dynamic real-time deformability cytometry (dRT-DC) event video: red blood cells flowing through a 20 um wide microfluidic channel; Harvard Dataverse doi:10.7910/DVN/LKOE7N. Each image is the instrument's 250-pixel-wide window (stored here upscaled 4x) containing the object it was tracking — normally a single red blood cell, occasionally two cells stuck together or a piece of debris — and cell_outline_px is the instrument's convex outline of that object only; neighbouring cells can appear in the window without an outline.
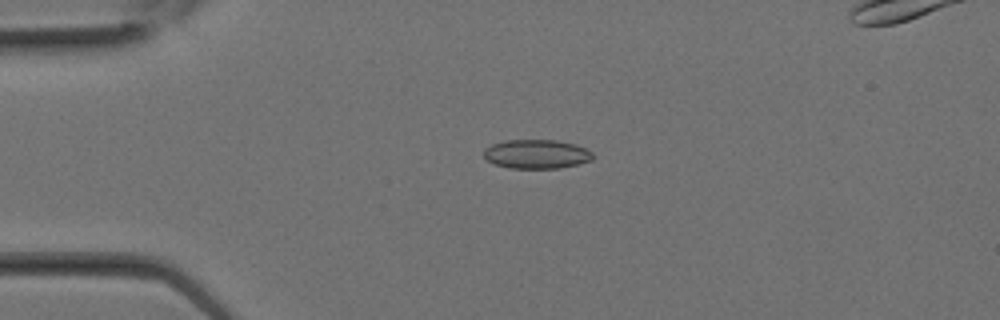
{"species": "Egyptian fruit bat (a non-hibernating species)", "species_latin": "Rousettus aegyptiacus", "temperature_condition": "room temperature", "stored_images_in_passage": 14, "camera_frame_rate_fps": 3000, "um_per_image_px": 0.085, "animal": {"sex": "female"}, "frame": {"image": 1, "passage_image": 7, "time_ms": 2.0, "image_size_px": [1000, 320], "cell_outline_px": [[596, 156], [592, 160], [560, 168], [508, 168], [496, 164], [488, 160], [484, 156], [484, 148], [492, 144], [504, 140], [556, 140], [576, 144], [592, 152]], "centroid_in_image_um": [45.62, 13.09], "position_along_channel_um": 39.4, "area_um2": 18.5}}
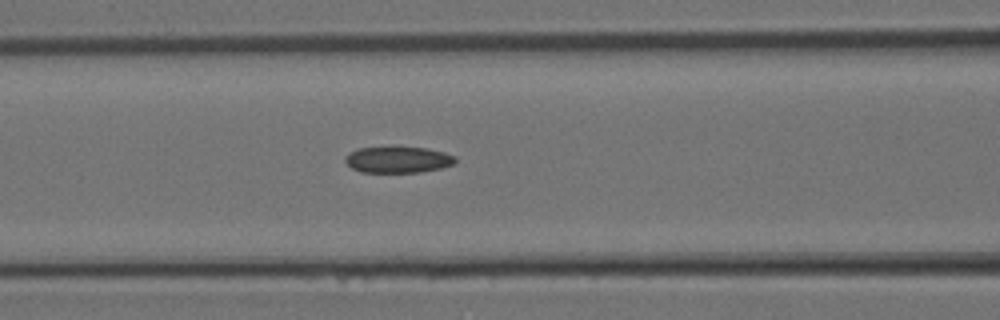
{"frame": {"image": 2, "passage_image": 12, "time_ms": 3.667, "image_size_px": [1000, 320], "cell_outline_px": [[456, 160], [452, 164], [440, 168], [420, 172], [360, 172], [352, 168], [344, 160], [344, 156], [348, 152], [360, 148], [392, 144], [428, 148], [444, 152], [456, 156]], "centroid_in_image_um": [33.79, 13.52], "position_along_channel_um": 132.8, "area_um2": 17.63}}
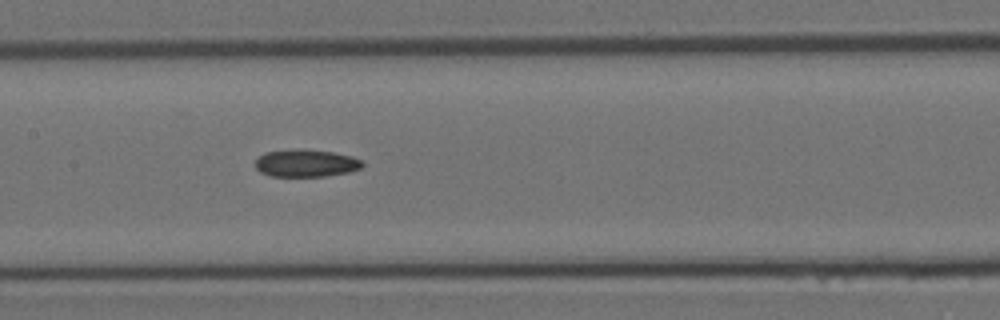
{"frame": {"image": 3, "passage_image": 14, "time_ms": 4.333, "image_size_px": [1000, 320], "cell_outline_px": [[364, 164], [360, 168], [348, 172], [324, 176], [272, 176], [260, 172], [256, 168], [256, 160], [264, 152], [300, 148], [332, 152], [352, 156], [364, 160]], "centroid_in_image_um": [26.02, 13.86], "position_along_channel_um": 181.4, "area_um2": 17.17}}